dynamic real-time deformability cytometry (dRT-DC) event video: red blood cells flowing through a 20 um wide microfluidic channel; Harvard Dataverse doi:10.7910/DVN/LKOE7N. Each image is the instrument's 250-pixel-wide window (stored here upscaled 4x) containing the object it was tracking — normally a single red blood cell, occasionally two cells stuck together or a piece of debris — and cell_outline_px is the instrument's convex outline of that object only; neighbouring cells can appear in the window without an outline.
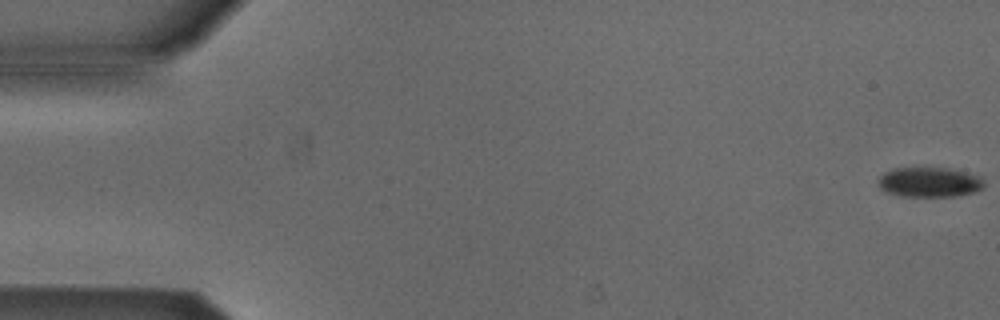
{"species": "Egyptian fruit bat (a non-hibernating species)", "species_latin": "Rousettus aegyptiacus", "temperature_condition": "cold", "stored_images_in_passage": 53, "camera_frame_rate_fps": 3000, "um_per_image_px": 0.085, "animal": {"sex": "male"}, "frame": {"image": 1, "passage_image": 1, "time_ms": 0.0, "image_size_px": [1000, 320], "cell_outline_px": [[984, 188], [972, 192], [956, 196], [900, 196], [888, 192], [880, 188], [876, 184], [876, 180], [884, 172], [892, 168], [948, 168], [980, 176], [984, 180]], "centroid_in_image_um": [78.96, 15.48], "position_along_channel_um": 6.0, "area_um2": 18.5}}
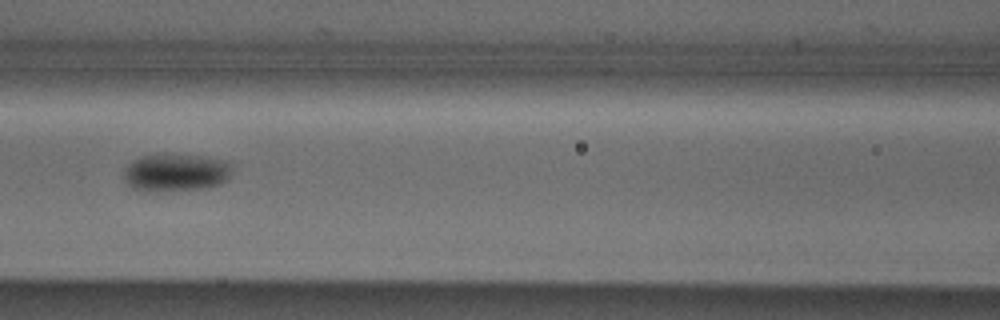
{"frame": {"image": 2, "passage_image": 24, "time_ms": 7.667, "image_size_px": [1000, 320], "cell_outline_px": [[228, 180], [220, 184], [204, 188], [152, 192], [140, 192], [132, 188], [124, 180], [124, 168], [132, 160], [140, 156], [160, 152], [172, 152], [200, 156], [224, 160], [228, 164]], "centroid_in_image_um": [14.83, 14.64], "position_along_channel_um": 151.8, "area_um2": 24.39}}
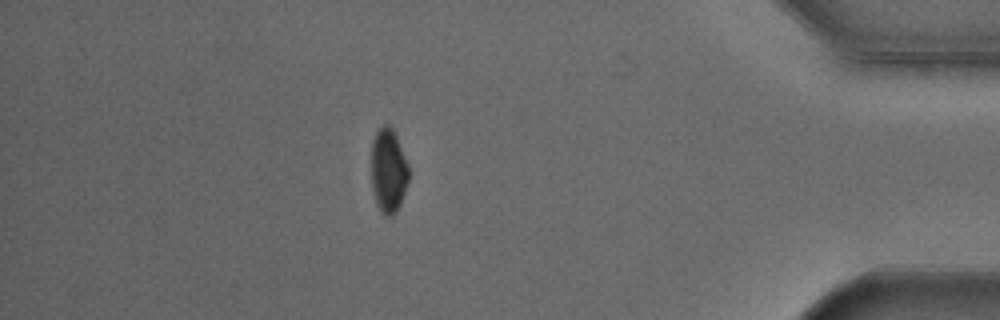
{"frame": {"image": 3, "passage_image": 47, "time_ms": 15.333, "image_size_px": [1000, 320], "cell_outline_px": [[408, 180], [400, 204], [396, 212], [392, 216], [384, 216], [380, 212], [376, 204], [372, 188], [372, 140], [376, 132], [384, 124], [388, 124], [392, 128], [396, 136], [408, 164]], "centroid_in_image_um": [33.0, 14.53], "position_along_channel_um": 402.2, "area_um2": 18.26}, "authors_computed_cell_mechanics": {"area_um2": 21.097, "velocity_mm_per_s": 3.8643, "shape_relaxation_time_tau1_ms": 1.9879, "shape_relaxation_time_tau2_ms": null, "deformation_change_tau1": 0.0557, "deformation_change_tau2": null}}